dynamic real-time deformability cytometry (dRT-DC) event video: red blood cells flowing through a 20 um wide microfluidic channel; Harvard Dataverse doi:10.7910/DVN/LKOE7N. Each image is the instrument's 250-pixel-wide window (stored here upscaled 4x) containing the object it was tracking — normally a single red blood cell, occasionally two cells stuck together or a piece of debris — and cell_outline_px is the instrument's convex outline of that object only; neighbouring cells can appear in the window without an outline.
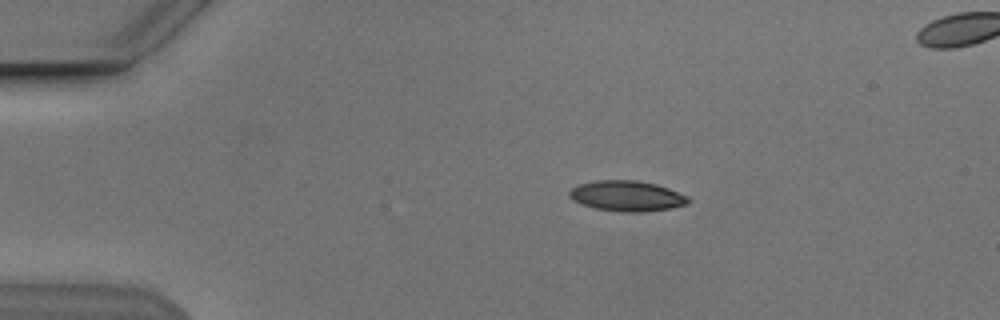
{"species": "Egyptian fruit bat (a non-hibernating species)", "species_latin": "Rousettus aegyptiacus", "temperature_condition": "cold", "stored_images_in_passage": 54, "segment_of_instrument_passage": [1, 2], "camera_frame_rate_fps": 3000, "um_per_image_px": 0.085, "animal": {"sex": "male"}, "frame": {"image": 1, "passage_image": 10, "time_ms": 3.0, "image_size_px": [1000, 320], "cell_outline_px": [[692, 200], [684, 204], [668, 208], [640, 212], [628, 212], [596, 208], [572, 200], [568, 196], [568, 192], [576, 184], [596, 180], [636, 180], [656, 184], [668, 188], [688, 196]], "centroid_in_image_um": [53.25, 16.63], "position_along_channel_um": 31.8, "area_um2": 20.92}}
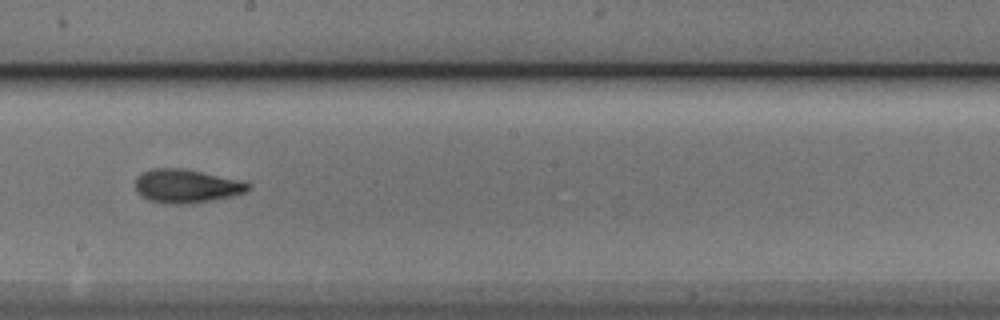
{"frame": {"image": 2, "passage_image": 30, "time_ms": 9.667, "image_size_px": [1000, 320], "cell_outline_px": [[252, 188], [244, 192], [232, 196], [212, 200], [184, 204], [172, 204], [148, 200], [140, 196], [136, 192], [136, 176], [140, 172], [152, 168], [184, 168], [244, 180], [252, 184]], "centroid_in_image_um": [15.86, 15.8], "position_along_channel_um": 232.3, "area_um2": 22.48}}
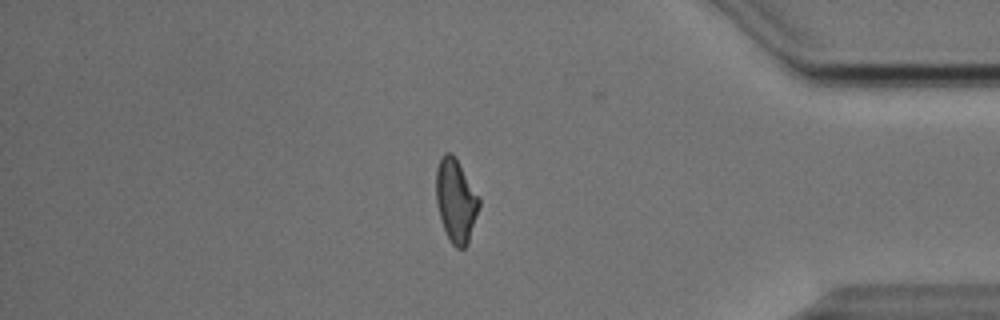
{"frame": {"image": 3, "passage_image": 45, "time_ms": 14.667, "image_size_px": [1000, 320], "cell_outline_px": [[480, 204], [468, 244], [464, 248], [456, 248], [452, 244], [444, 228], [440, 216], [436, 200], [436, 168], [444, 152], [452, 152], [456, 156], [480, 196]], "centroid_in_image_um": [38.77, 17.0], "position_along_channel_um": 396.4, "area_um2": 21.04}}